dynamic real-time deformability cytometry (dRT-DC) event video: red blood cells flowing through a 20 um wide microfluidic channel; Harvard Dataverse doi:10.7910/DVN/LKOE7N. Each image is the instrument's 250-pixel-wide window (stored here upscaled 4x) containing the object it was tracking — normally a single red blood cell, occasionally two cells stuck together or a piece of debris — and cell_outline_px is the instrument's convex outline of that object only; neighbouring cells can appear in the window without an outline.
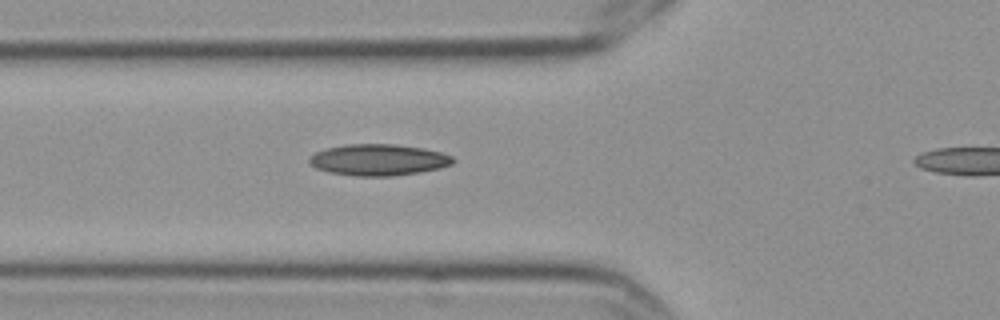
{"species": "Egyptian fruit bat (a non-hibernating species)", "species_latin": "Rousettus aegyptiacus", "temperature_condition": "cold", "stored_images_in_passage": 5, "camera_frame_rate_fps": 3000, "um_per_image_px": 0.085, "frame": {"image": 1, "passage_image": 3, "time_ms": 0.667, "image_size_px": [1000, 320], "cell_outline_px": [[456, 160], [452, 164], [440, 168], [420, 172], [392, 176], [356, 176], [328, 172], [316, 168], [308, 164], [308, 156], [324, 148], [344, 144], [396, 144], [424, 148], [440, 152], [452, 156]], "centroid_in_image_um": [32.13, 13.58], "position_along_channel_um": 93.7, "area_um2": 26.59}}